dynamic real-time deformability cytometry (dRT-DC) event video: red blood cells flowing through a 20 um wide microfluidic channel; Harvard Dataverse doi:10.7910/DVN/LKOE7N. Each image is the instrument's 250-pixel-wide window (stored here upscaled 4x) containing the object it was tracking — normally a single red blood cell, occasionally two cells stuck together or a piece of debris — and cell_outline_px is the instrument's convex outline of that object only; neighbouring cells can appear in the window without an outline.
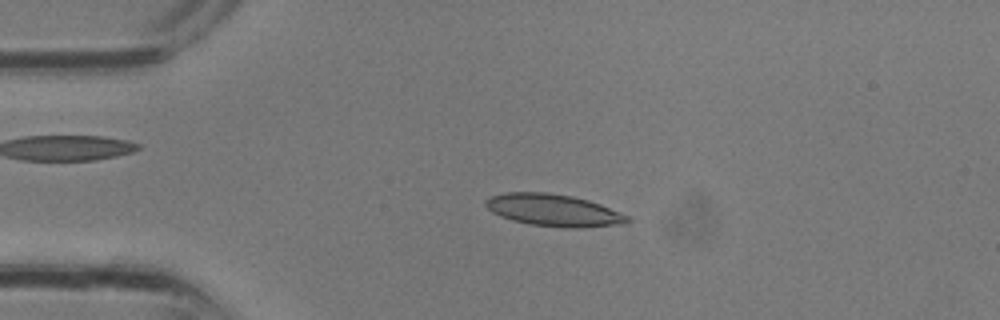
{"species": "common noctule bat (a hibernating species)", "species_latin": "Nyctalus noctula", "temperature_condition": "room temperature", "stored_images_in_passage": 31, "camera_frame_rate_fps": 3000, "um_per_image_px": 0.085, "animal": {"sex": "male", "body_mass_g": 13.3}, "frame": {"image": 1, "passage_image": 6, "time_ms": 1.667, "image_size_px": [1000, 320], "cell_outline_px": [[632, 220], [624, 224], [580, 228], [564, 228], [528, 224], [512, 220], [500, 216], [492, 212], [484, 204], [484, 200], [492, 196], [504, 192], [548, 192], [572, 196], [588, 200], [600, 204], [628, 216]], "centroid_in_image_um": [47.04, 17.87], "position_along_channel_um": 38.0, "area_um2": 26.65}}
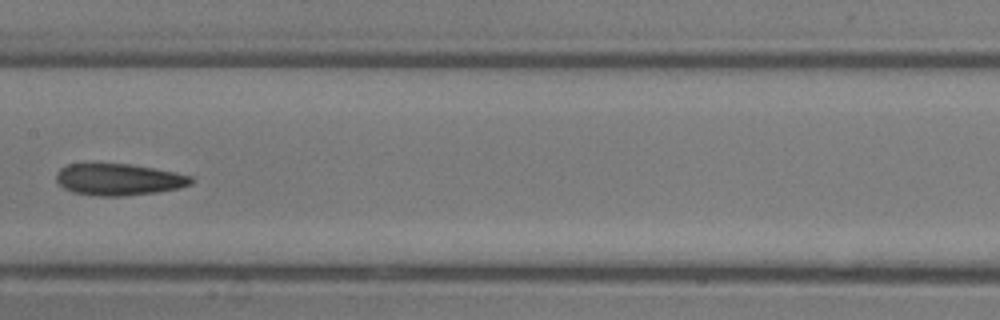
{"frame": {"image": 2, "passage_image": 15, "time_ms": 4.667, "image_size_px": [1000, 320], "cell_outline_px": [[192, 184], [180, 188], [156, 192], [120, 196], [100, 196], [72, 192], [64, 188], [56, 180], [56, 172], [60, 168], [68, 164], [132, 164], [176, 172], [192, 176]], "centroid_in_image_um": [10.1, 15.25], "position_along_channel_um": 197.3, "area_um2": 24.85}}
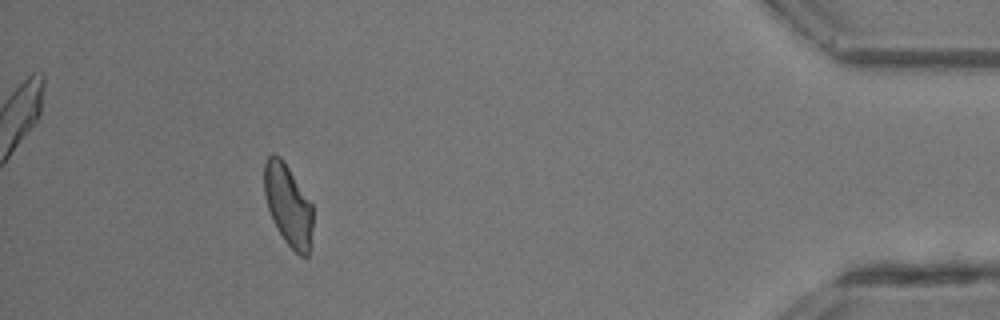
{"frame": {"image": 3, "passage_image": 28, "time_ms": 9.0, "image_size_px": [1000, 320], "cell_outline_px": [[312, 228], [308, 256], [300, 256], [284, 240], [268, 208], [264, 196], [264, 164], [268, 156], [272, 152], [280, 156], [284, 160], [312, 204]], "centroid_in_image_um": [24.48, 17.37], "position_along_channel_um": 410.7, "area_um2": 22.83}}